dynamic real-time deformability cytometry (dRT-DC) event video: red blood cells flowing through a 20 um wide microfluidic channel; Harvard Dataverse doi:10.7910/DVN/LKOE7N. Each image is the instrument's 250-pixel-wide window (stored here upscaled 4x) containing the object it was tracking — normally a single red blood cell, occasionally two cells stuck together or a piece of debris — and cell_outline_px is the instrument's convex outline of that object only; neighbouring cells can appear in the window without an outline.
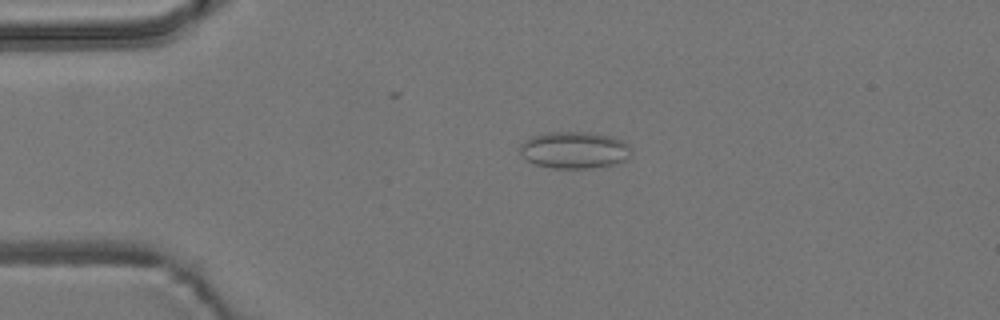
{"species": "common noctule bat (a hibernating species)", "species_latin": "Nyctalus noctula", "temperature_condition": "room temperature", "stored_images_in_passage": 2, "camera_frame_rate_fps": 3000, "um_per_image_px": 0.085, "animal": {"sex": "male", "body_mass_g": 19.2, "forearm_length_mm": 51.8}, "frame": {"image": 1, "passage_image": 1, "time_ms": 0.0, "image_size_px": [1000, 320], "cell_outline_px": [[632, 148], [628, 156], [624, 160], [616, 164], [592, 168], [552, 168], [536, 164], [528, 160], [520, 152], [520, 144], [524, 140], [532, 136], [544, 132], [588, 132], [612, 136], [624, 140]], "centroid_in_image_um": [48.84, 12.74], "position_along_channel_um": 36.2, "area_um2": 24.04}}